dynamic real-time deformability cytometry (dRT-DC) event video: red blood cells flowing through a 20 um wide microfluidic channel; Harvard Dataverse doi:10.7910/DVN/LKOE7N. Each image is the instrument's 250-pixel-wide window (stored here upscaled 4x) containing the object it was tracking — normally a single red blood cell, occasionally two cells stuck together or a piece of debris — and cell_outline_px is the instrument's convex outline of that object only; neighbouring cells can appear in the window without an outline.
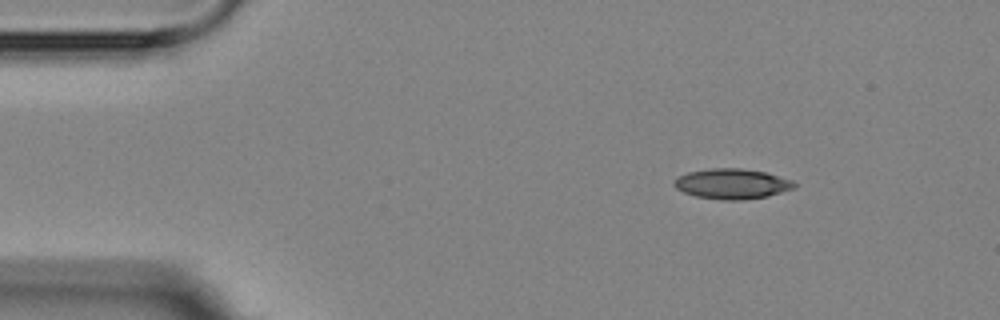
{"species": "Egyptian fruit bat (a non-hibernating species)", "species_latin": "Rousettus aegyptiacus", "temperature_condition": "room temperature", "stored_images_in_passage": 13, "camera_frame_rate_fps": 3000, "um_per_image_px": 0.085, "animal": {"sex": "female"}, "frame": {"image": 1, "passage_image": 1, "time_ms": 0.0, "image_size_px": [1000, 320], "cell_outline_px": [[796, 188], [768, 196], [740, 200], [724, 200], [696, 196], [684, 192], [676, 188], [672, 184], [676, 176], [688, 172], [712, 168], [740, 168], [764, 172], [792, 180], [796, 184]], "centroid_in_image_um": [62.2, 15.62], "position_along_channel_um": 22.8, "area_um2": 21.15}}
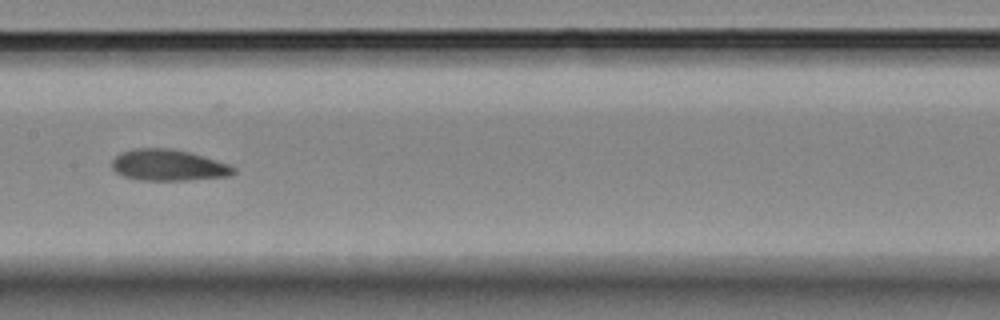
{"frame": {"image": 2, "passage_image": 6, "time_ms": 6.667, "image_size_px": [1000, 320], "cell_outline_px": [[236, 172], [232, 176], [188, 180], [140, 180], [124, 176], [116, 172], [112, 168], [112, 160], [120, 152], [132, 148], [172, 148], [188, 152], [228, 164], [236, 168]], "centroid_in_image_um": [14.3, 14.04], "position_along_channel_um": 193.1, "area_um2": 22.2}}
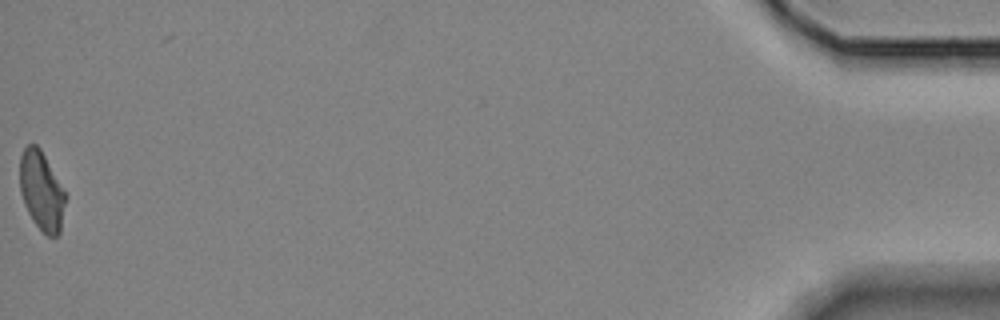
{"frame": {"image": 3, "passage_image": 13, "time_ms": 16.0, "image_size_px": [1000, 320], "cell_outline_px": [[68, 196], [60, 232], [56, 236], [48, 236], [32, 220], [24, 204], [20, 192], [20, 156], [24, 148], [28, 144], [36, 144], [40, 148], [64, 188]], "centroid_in_image_um": [3.56, 16.22], "position_along_channel_um": 431.6, "area_um2": 21.27}, "authors_computed_cell_mechanics": {"area_um2": 21.9062, "velocity_mm_per_s": 3.6028, "shape_relaxation_time_tau1_ms": 8.0509, "shape_relaxation_time_tau2_ms": 2.1012, "deformation_change_tau1": 0.1459, "deformation_change_tau2": 0.0836}}